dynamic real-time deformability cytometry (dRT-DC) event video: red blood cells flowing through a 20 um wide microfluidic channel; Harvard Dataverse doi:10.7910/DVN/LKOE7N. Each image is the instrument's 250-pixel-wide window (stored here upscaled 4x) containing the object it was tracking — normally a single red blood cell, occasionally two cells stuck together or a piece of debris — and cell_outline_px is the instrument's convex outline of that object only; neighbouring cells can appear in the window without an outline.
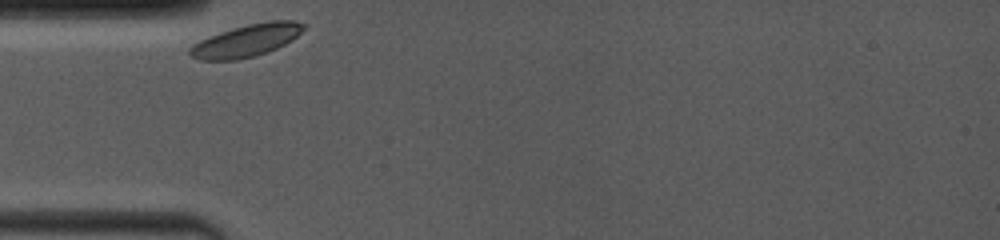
{"species": "common noctule bat (a hibernating species)", "species_latin": "Nyctalus noctula", "temperature_condition": "room temperature", "stored_images_in_passage": 29, "camera_frame_rate_fps": 4000, "um_per_image_px": 0.085, "animal": {"sex": "female", "body_mass_g": 19.0, "forearm_length_mm": 53.3}, "frame": {"image": 1, "passage_image": 1, "time_ms": 0.0, "image_size_px": [1000, 240], "cell_outline_px": [[308, 24], [292, 40], [268, 52], [236, 60], [200, 60], [188, 56], [188, 48], [192, 44], [208, 36], [232, 28], [248, 24], [268, 20], [292, 20]], "centroid_in_image_um": [20.91, 3.44], "position_along_channel_um": 64.1, "area_um2": 21.56}}
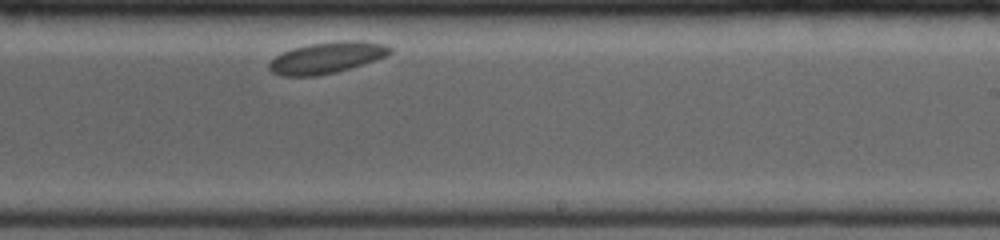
{"frame": {"image": 2, "passage_image": 16, "time_ms": 5.75, "image_size_px": [1000, 240], "cell_outline_px": [[392, 52], [388, 56], [336, 72], [316, 76], [280, 76], [272, 72], [268, 68], [268, 64], [276, 56], [292, 48], [308, 44], [340, 40], [360, 40], [384, 44], [392, 48]], "centroid_in_image_um": [27.79, 4.89], "position_along_channel_um": 261.2, "area_um2": 22.14}}
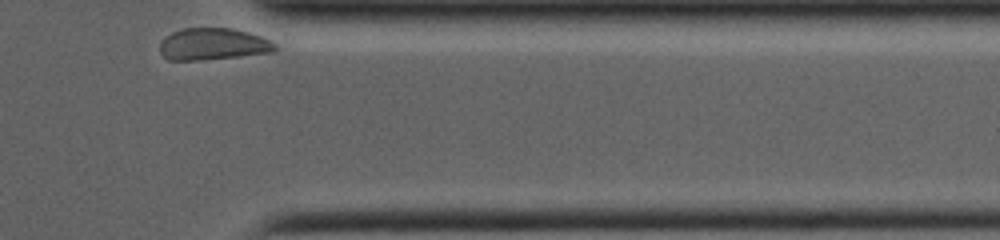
{"frame": {"image": 3, "passage_image": 29, "time_ms": 9.5, "image_size_px": [1000, 240], "cell_outline_px": [[276, 52], [240, 56], [200, 60], [168, 60], [160, 52], [160, 40], [164, 36], [172, 32], [184, 28], [232, 28], [248, 32], [260, 36], [276, 44]], "centroid_in_image_um": [18.09, 3.75], "position_along_channel_um": 393.3, "area_um2": 21.5}}